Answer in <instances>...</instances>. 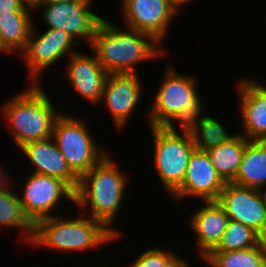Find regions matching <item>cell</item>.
Here are the masks:
<instances>
[{
  "instance_id": "6da1fadb",
  "label": "cell",
  "mask_w": 266,
  "mask_h": 267,
  "mask_svg": "<svg viewBox=\"0 0 266 267\" xmlns=\"http://www.w3.org/2000/svg\"><path fill=\"white\" fill-rule=\"evenodd\" d=\"M119 27L104 18L89 46L108 74H136L135 65L166 54L153 36Z\"/></svg>"
},
{
  "instance_id": "7a4b0ae2",
  "label": "cell",
  "mask_w": 266,
  "mask_h": 267,
  "mask_svg": "<svg viewBox=\"0 0 266 267\" xmlns=\"http://www.w3.org/2000/svg\"><path fill=\"white\" fill-rule=\"evenodd\" d=\"M118 170L116 162L108 153L98 164L79 179L75 192V205L90 211L89 217L103 223L118 240L121 231L113 228L124 198L128 180ZM90 209V210H89Z\"/></svg>"
},
{
  "instance_id": "3957f363",
  "label": "cell",
  "mask_w": 266,
  "mask_h": 267,
  "mask_svg": "<svg viewBox=\"0 0 266 267\" xmlns=\"http://www.w3.org/2000/svg\"><path fill=\"white\" fill-rule=\"evenodd\" d=\"M9 99L2 105V113L18 149L28 142L52 137L55 121L61 113L55 110L43 86L29 84Z\"/></svg>"
},
{
  "instance_id": "277c9868",
  "label": "cell",
  "mask_w": 266,
  "mask_h": 267,
  "mask_svg": "<svg viewBox=\"0 0 266 267\" xmlns=\"http://www.w3.org/2000/svg\"><path fill=\"white\" fill-rule=\"evenodd\" d=\"M166 70L152 105L149 104V126L177 127L174 123L178 121L181 128H186L204 108L197 92L198 79L190 74H180L172 66Z\"/></svg>"
},
{
  "instance_id": "5b68a950",
  "label": "cell",
  "mask_w": 266,
  "mask_h": 267,
  "mask_svg": "<svg viewBox=\"0 0 266 267\" xmlns=\"http://www.w3.org/2000/svg\"><path fill=\"white\" fill-rule=\"evenodd\" d=\"M87 216V217H86ZM116 235L103 223L88 215L65 219L56 215L41 219L34 225L32 247H45L55 250L84 252L98 249L103 244L115 241Z\"/></svg>"
},
{
  "instance_id": "8992f818",
  "label": "cell",
  "mask_w": 266,
  "mask_h": 267,
  "mask_svg": "<svg viewBox=\"0 0 266 267\" xmlns=\"http://www.w3.org/2000/svg\"><path fill=\"white\" fill-rule=\"evenodd\" d=\"M153 135V167L157 171L168 196H171L185 178L190 157L196 149L187 128L149 126Z\"/></svg>"
},
{
  "instance_id": "52a82bcc",
  "label": "cell",
  "mask_w": 266,
  "mask_h": 267,
  "mask_svg": "<svg viewBox=\"0 0 266 267\" xmlns=\"http://www.w3.org/2000/svg\"><path fill=\"white\" fill-rule=\"evenodd\" d=\"M86 124L71 114L61 113L53 127L52 138L79 179L108 154V150L99 148Z\"/></svg>"
},
{
  "instance_id": "ba28073f",
  "label": "cell",
  "mask_w": 266,
  "mask_h": 267,
  "mask_svg": "<svg viewBox=\"0 0 266 267\" xmlns=\"http://www.w3.org/2000/svg\"><path fill=\"white\" fill-rule=\"evenodd\" d=\"M23 192H17L25 215L35 225L41 219L56 216L54 208L62 201L75 203V192L61 179L30 172ZM52 212V214H51Z\"/></svg>"
},
{
  "instance_id": "9c48e42d",
  "label": "cell",
  "mask_w": 266,
  "mask_h": 267,
  "mask_svg": "<svg viewBox=\"0 0 266 267\" xmlns=\"http://www.w3.org/2000/svg\"><path fill=\"white\" fill-rule=\"evenodd\" d=\"M36 32L33 26L26 48L19 54L31 74L29 76L32 78V84H39L38 77L42 76L43 69L60 62L66 54L71 56L77 53L73 46L81 45L61 29L48 28L40 36H36Z\"/></svg>"
},
{
  "instance_id": "30bf717a",
  "label": "cell",
  "mask_w": 266,
  "mask_h": 267,
  "mask_svg": "<svg viewBox=\"0 0 266 267\" xmlns=\"http://www.w3.org/2000/svg\"><path fill=\"white\" fill-rule=\"evenodd\" d=\"M92 2L35 3L33 9L43 8L42 18L51 29L67 32L75 41L83 39L90 46L94 34L104 19L90 9Z\"/></svg>"
},
{
  "instance_id": "8fae6325",
  "label": "cell",
  "mask_w": 266,
  "mask_h": 267,
  "mask_svg": "<svg viewBox=\"0 0 266 267\" xmlns=\"http://www.w3.org/2000/svg\"><path fill=\"white\" fill-rule=\"evenodd\" d=\"M217 202L230 220L252 228L266 240V206L259 189L226 182Z\"/></svg>"
},
{
  "instance_id": "7c38bea8",
  "label": "cell",
  "mask_w": 266,
  "mask_h": 267,
  "mask_svg": "<svg viewBox=\"0 0 266 267\" xmlns=\"http://www.w3.org/2000/svg\"><path fill=\"white\" fill-rule=\"evenodd\" d=\"M126 27L153 36L160 44L170 31L172 20L179 16L169 0H122Z\"/></svg>"
},
{
  "instance_id": "4fadbf2b",
  "label": "cell",
  "mask_w": 266,
  "mask_h": 267,
  "mask_svg": "<svg viewBox=\"0 0 266 267\" xmlns=\"http://www.w3.org/2000/svg\"><path fill=\"white\" fill-rule=\"evenodd\" d=\"M225 181L217 173L206 151L195 149L190 157L182 185L170 196L175 201L198 197L201 201H217Z\"/></svg>"
},
{
  "instance_id": "5bb4252c",
  "label": "cell",
  "mask_w": 266,
  "mask_h": 267,
  "mask_svg": "<svg viewBox=\"0 0 266 267\" xmlns=\"http://www.w3.org/2000/svg\"><path fill=\"white\" fill-rule=\"evenodd\" d=\"M137 75L108 74L105 80L101 101L105 100L103 102L118 129L126 127L131 113L140 103L143 85Z\"/></svg>"
},
{
  "instance_id": "9a60e30c",
  "label": "cell",
  "mask_w": 266,
  "mask_h": 267,
  "mask_svg": "<svg viewBox=\"0 0 266 267\" xmlns=\"http://www.w3.org/2000/svg\"><path fill=\"white\" fill-rule=\"evenodd\" d=\"M242 134L248 140H266V86L255 79L242 78L236 84Z\"/></svg>"
},
{
  "instance_id": "2e32d148",
  "label": "cell",
  "mask_w": 266,
  "mask_h": 267,
  "mask_svg": "<svg viewBox=\"0 0 266 267\" xmlns=\"http://www.w3.org/2000/svg\"><path fill=\"white\" fill-rule=\"evenodd\" d=\"M19 148L35 166L33 173L61 179L76 192L79 178L67 165L65 157L52 137L28 142Z\"/></svg>"
},
{
  "instance_id": "e0dca14e",
  "label": "cell",
  "mask_w": 266,
  "mask_h": 267,
  "mask_svg": "<svg viewBox=\"0 0 266 267\" xmlns=\"http://www.w3.org/2000/svg\"><path fill=\"white\" fill-rule=\"evenodd\" d=\"M66 68L70 86L92 104L101 102L108 73L101 67L95 55L77 52L69 56Z\"/></svg>"
},
{
  "instance_id": "ac0fdd59",
  "label": "cell",
  "mask_w": 266,
  "mask_h": 267,
  "mask_svg": "<svg viewBox=\"0 0 266 267\" xmlns=\"http://www.w3.org/2000/svg\"><path fill=\"white\" fill-rule=\"evenodd\" d=\"M204 204L189 216L187 222L195 233V246H198L196 250L201 259L218 246L230 220L217 201H204Z\"/></svg>"
},
{
  "instance_id": "d6986e66",
  "label": "cell",
  "mask_w": 266,
  "mask_h": 267,
  "mask_svg": "<svg viewBox=\"0 0 266 267\" xmlns=\"http://www.w3.org/2000/svg\"><path fill=\"white\" fill-rule=\"evenodd\" d=\"M233 184L261 190L266 186V140H249Z\"/></svg>"
},
{
  "instance_id": "ffe728a7",
  "label": "cell",
  "mask_w": 266,
  "mask_h": 267,
  "mask_svg": "<svg viewBox=\"0 0 266 267\" xmlns=\"http://www.w3.org/2000/svg\"><path fill=\"white\" fill-rule=\"evenodd\" d=\"M248 141L242 134L236 133L228 142L206 151L225 182H231L235 178Z\"/></svg>"
},
{
  "instance_id": "44dd1931",
  "label": "cell",
  "mask_w": 266,
  "mask_h": 267,
  "mask_svg": "<svg viewBox=\"0 0 266 267\" xmlns=\"http://www.w3.org/2000/svg\"><path fill=\"white\" fill-rule=\"evenodd\" d=\"M31 12L0 14V39L10 53L20 54L27 45L33 28Z\"/></svg>"
},
{
  "instance_id": "7402d4cb",
  "label": "cell",
  "mask_w": 266,
  "mask_h": 267,
  "mask_svg": "<svg viewBox=\"0 0 266 267\" xmlns=\"http://www.w3.org/2000/svg\"><path fill=\"white\" fill-rule=\"evenodd\" d=\"M14 188L0 192V226L22 231V242L31 243L34 236V224L25 215L18 193ZM24 238V239H23Z\"/></svg>"
},
{
  "instance_id": "603a6c76",
  "label": "cell",
  "mask_w": 266,
  "mask_h": 267,
  "mask_svg": "<svg viewBox=\"0 0 266 267\" xmlns=\"http://www.w3.org/2000/svg\"><path fill=\"white\" fill-rule=\"evenodd\" d=\"M204 261L212 267H266V240L246 250L209 252Z\"/></svg>"
},
{
  "instance_id": "cb8c5ba5",
  "label": "cell",
  "mask_w": 266,
  "mask_h": 267,
  "mask_svg": "<svg viewBox=\"0 0 266 267\" xmlns=\"http://www.w3.org/2000/svg\"><path fill=\"white\" fill-rule=\"evenodd\" d=\"M193 138L196 149L207 151L222 143L228 142L235 134L228 133L215 118L199 114L187 127Z\"/></svg>"
},
{
  "instance_id": "d4e9b609",
  "label": "cell",
  "mask_w": 266,
  "mask_h": 267,
  "mask_svg": "<svg viewBox=\"0 0 266 267\" xmlns=\"http://www.w3.org/2000/svg\"><path fill=\"white\" fill-rule=\"evenodd\" d=\"M263 238L252 228L229 220L218 246L211 252L246 250L258 245Z\"/></svg>"
},
{
  "instance_id": "484cf974",
  "label": "cell",
  "mask_w": 266,
  "mask_h": 267,
  "mask_svg": "<svg viewBox=\"0 0 266 267\" xmlns=\"http://www.w3.org/2000/svg\"><path fill=\"white\" fill-rule=\"evenodd\" d=\"M177 256L174 251H164L162 248H149L141 252L131 265L127 267H167Z\"/></svg>"
},
{
  "instance_id": "4316f807",
  "label": "cell",
  "mask_w": 266,
  "mask_h": 267,
  "mask_svg": "<svg viewBox=\"0 0 266 267\" xmlns=\"http://www.w3.org/2000/svg\"><path fill=\"white\" fill-rule=\"evenodd\" d=\"M31 11H33V6L27 4L25 0H0V14Z\"/></svg>"
},
{
  "instance_id": "83f0119b",
  "label": "cell",
  "mask_w": 266,
  "mask_h": 267,
  "mask_svg": "<svg viewBox=\"0 0 266 267\" xmlns=\"http://www.w3.org/2000/svg\"><path fill=\"white\" fill-rule=\"evenodd\" d=\"M3 170V167L0 165V192H7L11 190V188L8 186H12V184L9 183L13 179L10 178Z\"/></svg>"
},
{
  "instance_id": "f1b7e54d",
  "label": "cell",
  "mask_w": 266,
  "mask_h": 267,
  "mask_svg": "<svg viewBox=\"0 0 266 267\" xmlns=\"http://www.w3.org/2000/svg\"><path fill=\"white\" fill-rule=\"evenodd\" d=\"M190 263L179 257L178 255L169 263L167 267H189Z\"/></svg>"
},
{
  "instance_id": "f546056e",
  "label": "cell",
  "mask_w": 266,
  "mask_h": 267,
  "mask_svg": "<svg viewBox=\"0 0 266 267\" xmlns=\"http://www.w3.org/2000/svg\"><path fill=\"white\" fill-rule=\"evenodd\" d=\"M192 0H169L172 8L179 14L181 12V6L187 5ZM187 3V4H186Z\"/></svg>"
},
{
  "instance_id": "4dcf8cb0",
  "label": "cell",
  "mask_w": 266,
  "mask_h": 267,
  "mask_svg": "<svg viewBox=\"0 0 266 267\" xmlns=\"http://www.w3.org/2000/svg\"><path fill=\"white\" fill-rule=\"evenodd\" d=\"M94 0H40L37 3L93 2Z\"/></svg>"
},
{
  "instance_id": "1f68e13d",
  "label": "cell",
  "mask_w": 266,
  "mask_h": 267,
  "mask_svg": "<svg viewBox=\"0 0 266 267\" xmlns=\"http://www.w3.org/2000/svg\"><path fill=\"white\" fill-rule=\"evenodd\" d=\"M260 191H261V195H262L263 200H264V204L266 206V187L262 188Z\"/></svg>"
},
{
  "instance_id": "d6a6232c",
  "label": "cell",
  "mask_w": 266,
  "mask_h": 267,
  "mask_svg": "<svg viewBox=\"0 0 266 267\" xmlns=\"http://www.w3.org/2000/svg\"><path fill=\"white\" fill-rule=\"evenodd\" d=\"M0 52H6V53H10L3 45H2V41L0 39Z\"/></svg>"
},
{
  "instance_id": "836d02e7",
  "label": "cell",
  "mask_w": 266,
  "mask_h": 267,
  "mask_svg": "<svg viewBox=\"0 0 266 267\" xmlns=\"http://www.w3.org/2000/svg\"><path fill=\"white\" fill-rule=\"evenodd\" d=\"M25 1L27 2V4H30L33 6L35 3H37L40 0H25Z\"/></svg>"
}]
</instances>
